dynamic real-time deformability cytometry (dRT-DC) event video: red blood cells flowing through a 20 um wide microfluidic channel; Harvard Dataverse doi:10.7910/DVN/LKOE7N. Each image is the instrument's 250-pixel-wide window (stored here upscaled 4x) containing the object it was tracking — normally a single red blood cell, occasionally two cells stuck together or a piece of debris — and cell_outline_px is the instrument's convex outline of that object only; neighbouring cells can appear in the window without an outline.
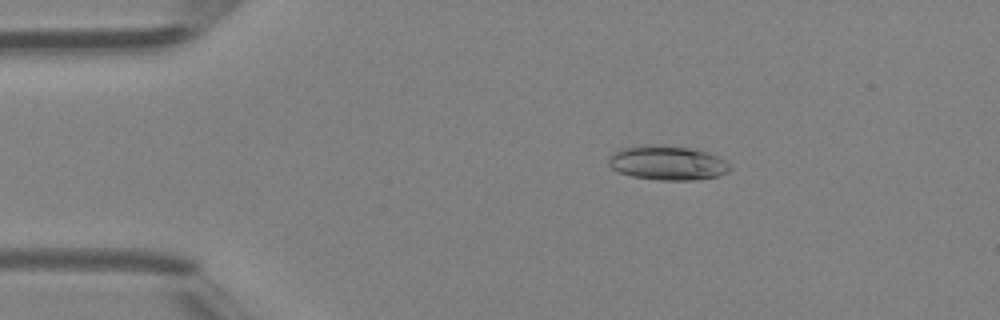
{"species": "Egyptian fruit bat (a non-hibernating species)", "species_latin": "Rousettus aegyptiacus", "temperature_condition": "room temperature", "stored_images_in_passage": 47, "camera_frame_rate_fps": 3000, "um_per_image_px": 0.085, "animal": {"sex": "female"}, "frame": {"image": 1, "passage_image": 9, "time_ms": 2.667, "image_size_px": [1000, 320], "cell_outline_px": [[732, 168], [728, 172], [720, 176], [692, 180], [660, 180], [632, 176], [620, 172], [612, 168], [608, 164], [608, 156], [612, 152], [620, 148], [636, 144], [652, 144], [688, 148], [708, 152], [720, 156], [732, 164]], "centroid_in_image_um": [56.74, 13.83], "position_along_channel_um": 28.3, "area_um2": 24.8}}
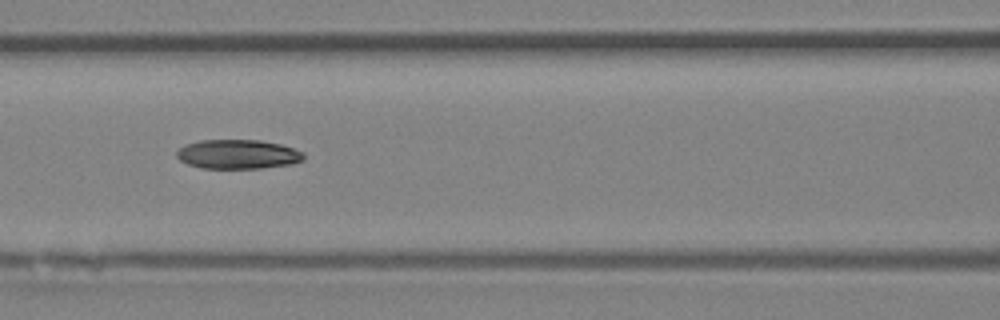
{"frame": {"image": 2, "passage_image": 21, "time_ms": 6.667, "image_size_px": [1000, 320], "cell_outline_px": [[304, 160], [292, 164], [260, 168], [204, 168], [188, 164], [180, 160], [176, 156], [176, 152], [180, 148], [188, 144], [200, 140], [260, 140], [280, 144], [304, 152]], "centroid_in_image_um": [20.24, 13.11], "position_along_channel_um": 146.4, "area_um2": 21.56}}
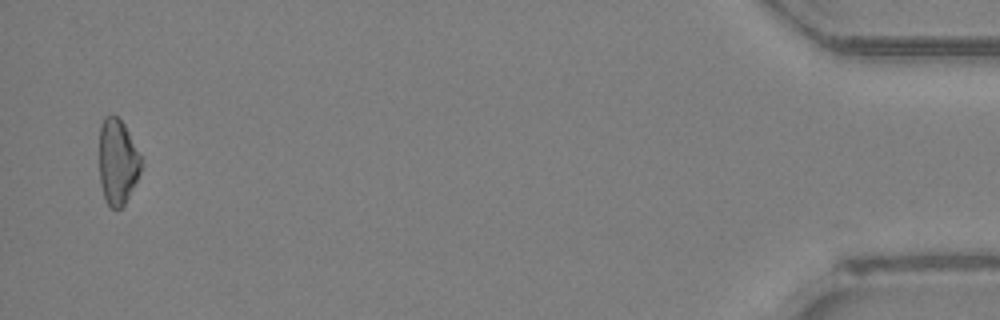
{"frame": {"image": 3, "passage_image": 46, "time_ms": 15.0, "image_size_px": [1000, 320], "cell_outline_px": [[140, 172], [124, 204], [120, 208], [112, 208], [108, 204], [104, 196], [100, 184], [100, 124], [104, 116], [116, 116], [124, 124], [140, 156]], "centroid_in_image_um": [9.97, 13.74], "position_along_channel_um": 425.2, "area_um2": 20.29}}